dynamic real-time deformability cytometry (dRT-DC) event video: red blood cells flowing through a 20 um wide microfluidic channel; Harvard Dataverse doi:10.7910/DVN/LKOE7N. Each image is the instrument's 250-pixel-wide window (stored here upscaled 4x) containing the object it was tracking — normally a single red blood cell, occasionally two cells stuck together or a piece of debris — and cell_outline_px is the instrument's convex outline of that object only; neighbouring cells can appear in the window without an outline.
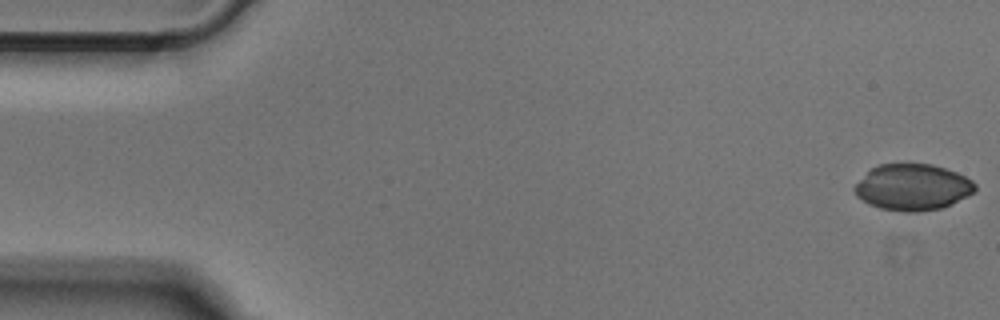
{"species": "Egyptian fruit bat (a non-hibernating species)", "species_latin": "Rousettus aegyptiacus", "temperature_condition": "cold", "stored_images_in_passage": 50, "camera_frame_rate_fps": 3000, "um_per_image_px": 0.085, "animal": {"sex": "male"}, "frame": {"image": 1, "passage_image": 1, "time_ms": 0.0, "image_size_px": [1000, 320], "cell_outline_px": [[976, 192], [940, 208], [916, 212], [904, 212], [880, 208], [868, 204], [856, 196], [852, 188], [872, 168], [880, 164], [932, 164], [956, 172], [972, 180], [976, 184]], "centroid_in_image_um": [77.57, 15.92], "position_along_channel_um": 7.4, "area_um2": 32.31}}
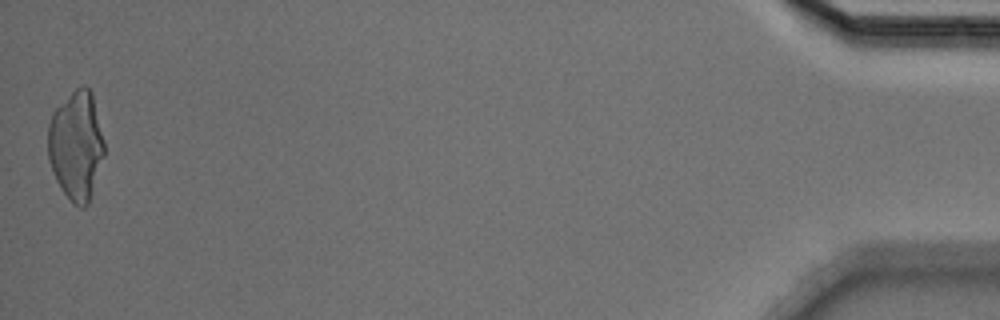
{"frame": {"image": 2, "passage_image": 50, "time_ms": 16.333, "image_size_px": [1000, 320], "cell_outline_px": [[104, 156], [88, 204], [84, 208], [80, 208], [72, 204], [56, 180], [48, 160], [48, 124], [52, 112], [80, 84], [84, 84], [92, 92], [104, 140]], "centroid_in_image_um": [6.47, 12.36], "position_along_channel_um": 428.7, "area_um2": 35.89}}